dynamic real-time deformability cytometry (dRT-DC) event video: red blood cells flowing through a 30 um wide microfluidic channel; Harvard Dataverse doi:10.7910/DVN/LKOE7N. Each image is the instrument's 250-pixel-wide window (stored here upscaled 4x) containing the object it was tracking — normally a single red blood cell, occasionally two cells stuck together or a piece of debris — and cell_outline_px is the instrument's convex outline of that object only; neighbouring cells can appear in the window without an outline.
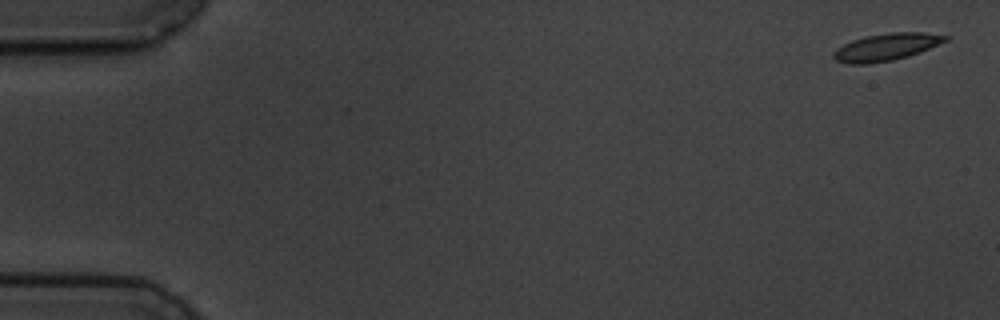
{"species": "common noctule bat (a hibernating species)", "species_latin": "Nyctalus noctula", "temperature_condition": "cold", "stored_images_in_passage": 6, "camera_frame_rate_fps": 3000, "um_per_image_px": 0.085, "animal": {"sex": "male", "body_mass_g": 19.5, "forearm_length_mm": 54.6}, "frame": {"image": 1, "passage_image": 1, "time_ms": 0.0, "image_size_px": [1000, 320], "cell_outline_px": [[952, 36], [948, 40], [920, 52], [908, 56], [892, 60], [868, 64], [848, 64], [836, 60], [832, 56], [832, 52], [836, 48], [852, 40], [864, 36], [892, 32], [924, 32]], "centroid_in_image_um": [75.33, 3.99], "position_along_channel_um": 9.7, "area_um2": 17.86}}
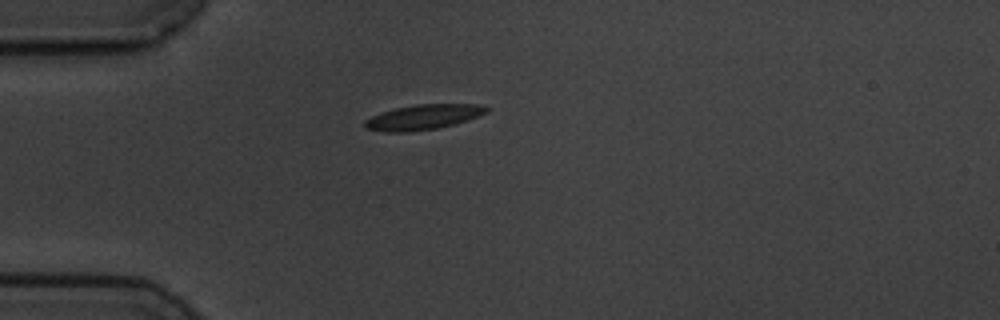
{"frame": {"image": 2, "passage_image": 5, "time_ms": 4.667, "image_size_px": [1000, 320], "cell_outline_px": [[488, 112], [468, 120], [436, 128], [408, 132], [384, 132], [364, 128], [364, 120], [380, 112], [396, 108], [416, 104], [480, 104], [488, 108]], "centroid_in_image_um": [35.94, 9.95], "position_along_channel_um": 49.1, "area_um2": 17.74}}